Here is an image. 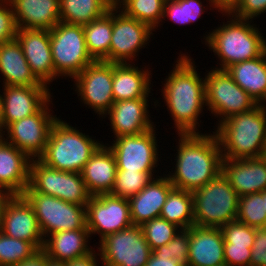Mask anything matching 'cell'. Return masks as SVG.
Masks as SVG:
<instances>
[{
	"mask_svg": "<svg viewBox=\"0 0 266 266\" xmlns=\"http://www.w3.org/2000/svg\"><path fill=\"white\" fill-rule=\"evenodd\" d=\"M174 173L166 175L174 188L195 191L221 173L222 153L216 134H179Z\"/></svg>",
	"mask_w": 266,
	"mask_h": 266,
	"instance_id": "obj_1",
	"label": "cell"
},
{
	"mask_svg": "<svg viewBox=\"0 0 266 266\" xmlns=\"http://www.w3.org/2000/svg\"><path fill=\"white\" fill-rule=\"evenodd\" d=\"M177 59L161 92L174 120L177 134L199 133L196 128L199 127L198 117L206 106L205 79L200 78L189 56L181 54Z\"/></svg>",
	"mask_w": 266,
	"mask_h": 266,
	"instance_id": "obj_2",
	"label": "cell"
},
{
	"mask_svg": "<svg viewBox=\"0 0 266 266\" xmlns=\"http://www.w3.org/2000/svg\"><path fill=\"white\" fill-rule=\"evenodd\" d=\"M217 125L214 133L222 158L246 159L266 155V111L259 104Z\"/></svg>",
	"mask_w": 266,
	"mask_h": 266,
	"instance_id": "obj_3",
	"label": "cell"
},
{
	"mask_svg": "<svg viewBox=\"0 0 266 266\" xmlns=\"http://www.w3.org/2000/svg\"><path fill=\"white\" fill-rule=\"evenodd\" d=\"M221 13L232 18L204 37L205 45L218 55L217 69L226 70L235 63L257 58L266 50V39L251 20L233 18L226 10Z\"/></svg>",
	"mask_w": 266,
	"mask_h": 266,
	"instance_id": "obj_4",
	"label": "cell"
},
{
	"mask_svg": "<svg viewBox=\"0 0 266 266\" xmlns=\"http://www.w3.org/2000/svg\"><path fill=\"white\" fill-rule=\"evenodd\" d=\"M76 129L57 118L51 127L46 149L39 160L53 169L81 173L84 165L102 143Z\"/></svg>",
	"mask_w": 266,
	"mask_h": 266,
	"instance_id": "obj_5",
	"label": "cell"
},
{
	"mask_svg": "<svg viewBox=\"0 0 266 266\" xmlns=\"http://www.w3.org/2000/svg\"><path fill=\"white\" fill-rule=\"evenodd\" d=\"M192 196L195 226L220 228L237 220L239 196L222 173Z\"/></svg>",
	"mask_w": 266,
	"mask_h": 266,
	"instance_id": "obj_6",
	"label": "cell"
},
{
	"mask_svg": "<svg viewBox=\"0 0 266 266\" xmlns=\"http://www.w3.org/2000/svg\"><path fill=\"white\" fill-rule=\"evenodd\" d=\"M51 53L55 73L74 78L95 60L88 53L83 26L64 22L50 30Z\"/></svg>",
	"mask_w": 266,
	"mask_h": 266,
	"instance_id": "obj_7",
	"label": "cell"
},
{
	"mask_svg": "<svg viewBox=\"0 0 266 266\" xmlns=\"http://www.w3.org/2000/svg\"><path fill=\"white\" fill-rule=\"evenodd\" d=\"M24 192L54 196L82 206H86L91 197L81 173L53 169L39 159L30 162L29 185Z\"/></svg>",
	"mask_w": 266,
	"mask_h": 266,
	"instance_id": "obj_8",
	"label": "cell"
},
{
	"mask_svg": "<svg viewBox=\"0 0 266 266\" xmlns=\"http://www.w3.org/2000/svg\"><path fill=\"white\" fill-rule=\"evenodd\" d=\"M32 206L43 238L59 231L83 229L87 226L86 206L63 201L37 192H23Z\"/></svg>",
	"mask_w": 266,
	"mask_h": 266,
	"instance_id": "obj_9",
	"label": "cell"
},
{
	"mask_svg": "<svg viewBox=\"0 0 266 266\" xmlns=\"http://www.w3.org/2000/svg\"><path fill=\"white\" fill-rule=\"evenodd\" d=\"M205 103L215 117H222L219 123L235 114L250 111L258 105L233 81L226 70L217 67L205 75Z\"/></svg>",
	"mask_w": 266,
	"mask_h": 266,
	"instance_id": "obj_10",
	"label": "cell"
},
{
	"mask_svg": "<svg viewBox=\"0 0 266 266\" xmlns=\"http://www.w3.org/2000/svg\"><path fill=\"white\" fill-rule=\"evenodd\" d=\"M99 242V256L104 266H145L152 254L141 226L133 224Z\"/></svg>",
	"mask_w": 266,
	"mask_h": 266,
	"instance_id": "obj_11",
	"label": "cell"
},
{
	"mask_svg": "<svg viewBox=\"0 0 266 266\" xmlns=\"http://www.w3.org/2000/svg\"><path fill=\"white\" fill-rule=\"evenodd\" d=\"M48 101L37 113L25 117L19 121L12 122L4 130L7 131V139L18 150L25 153L31 160L39 159L45 149L50 135L51 127L57 120L56 115H52ZM49 111V112H48Z\"/></svg>",
	"mask_w": 266,
	"mask_h": 266,
	"instance_id": "obj_12",
	"label": "cell"
},
{
	"mask_svg": "<svg viewBox=\"0 0 266 266\" xmlns=\"http://www.w3.org/2000/svg\"><path fill=\"white\" fill-rule=\"evenodd\" d=\"M154 128L137 135L115 138L108 147L114 153L117 171L154 173L158 162V145Z\"/></svg>",
	"mask_w": 266,
	"mask_h": 266,
	"instance_id": "obj_13",
	"label": "cell"
},
{
	"mask_svg": "<svg viewBox=\"0 0 266 266\" xmlns=\"http://www.w3.org/2000/svg\"><path fill=\"white\" fill-rule=\"evenodd\" d=\"M87 228L99 234L100 241L106 236L132 225L128 198L100 194L91 196L86 205Z\"/></svg>",
	"mask_w": 266,
	"mask_h": 266,
	"instance_id": "obj_14",
	"label": "cell"
},
{
	"mask_svg": "<svg viewBox=\"0 0 266 266\" xmlns=\"http://www.w3.org/2000/svg\"><path fill=\"white\" fill-rule=\"evenodd\" d=\"M73 79L76 90L84 104L91 107L100 117L114 103L112 92L113 63L103 60L87 65Z\"/></svg>",
	"mask_w": 266,
	"mask_h": 266,
	"instance_id": "obj_15",
	"label": "cell"
},
{
	"mask_svg": "<svg viewBox=\"0 0 266 266\" xmlns=\"http://www.w3.org/2000/svg\"><path fill=\"white\" fill-rule=\"evenodd\" d=\"M152 31L155 30L148 24L126 16L114 5L110 58L106 62L127 63L131 60L132 63L140 49L147 45Z\"/></svg>",
	"mask_w": 266,
	"mask_h": 266,
	"instance_id": "obj_16",
	"label": "cell"
},
{
	"mask_svg": "<svg viewBox=\"0 0 266 266\" xmlns=\"http://www.w3.org/2000/svg\"><path fill=\"white\" fill-rule=\"evenodd\" d=\"M0 231L43 249L44 238L32 206L22 195L7 196L0 211Z\"/></svg>",
	"mask_w": 266,
	"mask_h": 266,
	"instance_id": "obj_17",
	"label": "cell"
},
{
	"mask_svg": "<svg viewBox=\"0 0 266 266\" xmlns=\"http://www.w3.org/2000/svg\"><path fill=\"white\" fill-rule=\"evenodd\" d=\"M49 86H3L0 94V135L12 122L37 113L51 99Z\"/></svg>",
	"mask_w": 266,
	"mask_h": 266,
	"instance_id": "obj_18",
	"label": "cell"
},
{
	"mask_svg": "<svg viewBox=\"0 0 266 266\" xmlns=\"http://www.w3.org/2000/svg\"><path fill=\"white\" fill-rule=\"evenodd\" d=\"M32 73L43 84L58 78L51 53L50 31L43 29H18L15 37Z\"/></svg>",
	"mask_w": 266,
	"mask_h": 266,
	"instance_id": "obj_19",
	"label": "cell"
},
{
	"mask_svg": "<svg viewBox=\"0 0 266 266\" xmlns=\"http://www.w3.org/2000/svg\"><path fill=\"white\" fill-rule=\"evenodd\" d=\"M221 173L239 197L264 191L266 190V155L246 159L222 158Z\"/></svg>",
	"mask_w": 266,
	"mask_h": 266,
	"instance_id": "obj_20",
	"label": "cell"
},
{
	"mask_svg": "<svg viewBox=\"0 0 266 266\" xmlns=\"http://www.w3.org/2000/svg\"><path fill=\"white\" fill-rule=\"evenodd\" d=\"M147 102V97H144L121 100L112 104L105 114L110 117V125L115 138L141 134L155 127L149 118Z\"/></svg>",
	"mask_w": 266,
	"mask_h": 266,
	"instance_id": "obj_21",
	"label": "cell"
},
{
	"mask_svg": "<svg viewBox=\"0 0 266 266\" xmlns=\"http://www.w3.org/2000/svg\"><path fill=\"white\" fill-rule=\"evenodd\" d=\"M31 159L0 135V191L22 195L29 185Z\"/></svg>",
	"mask_w": 266,
	"mask_h": 266,
	"instance_id": "obj_22",
	"label": "cell"
},
{
	"mask_svg": "<svg viewBox=\"0 0 266 266\" xmlns=\"http://www.w3.org/2000/svg\"><path fill=\"white\" fill-rule=\"evenodd\" d=\"M225 263L224 239L219 227L189 228L187 266H218Z\"/></svg>",
	"mask_w": 266,
	"mask_h": 266,
	"instance_id": "obj_23",
	"label": "cell"
},
{
	"mask_svg": "<svg viewBox=\"0 0 266 266\" xmlns=\"http://www.w3.org/2000/svg\"><path fill=\"white\" fill-rule=\"evenodd\" d=\"M153 178L137 195L128 198L133 225L143 223L160 216L169 192L174 188L167 176Z\"/></svg>",
	"mask_w": 266,
	"mask_h": 266,
	"instance_id": "obj_24",
	"label": "cell"
},
{
	"mask_svg": "<svg viewBox=\"0 0 266 266\" xmlns=\"http://www.w3.org/2000/svg\"><path fill=\"white\" fill-rule=\"evenodd\" d=\"M117 172L112 150L103 143L84 165L81 176L91 196L111 193Z\"/></svg>",
	"mask_w": 266,
	"mask_h": 266,
	"instance_id": "obj_25",
	"label": "cell"
},
{
	"mask_svg": "<svg viewBox=\"0 0 266 266\" xmlns=\"http://www.w3.org/2000/svg\"><path fill=\"white\" fill-rule=\"evenodd\" d=\"M18 29L51 30L60 22L59 0H8Z\"/></svg>",
	"mask_w": 266,
	"mask_h": 266,
	"instance_id": "obj_26",
	"label": "cell"
},
{
	"mask_svg": "<svg viewBox=\"0 0 266 266\" xmlns=\"http://www.w3.org/2000/svg\"><path fill=\"white\" fill-rule=\"evenodd\" d=\"M151 71L128 63H113L112 92L114 102L149 97ZM150 87V88H149Z\"/></svg>",
	"mask_w": 266,
	"mask_h": 266,
	"instance_id": "obj_27",
	"label": "cell"
},
{
	"mask_svg": "<svg viewBox=\"0 0 266 266\" xmlns=\"http://www.w3.org/2000/svg\"><path fill=\"white\" fill-rule=\"evenodd\" d=\"M3 86H47L32 73L17 39L0 44Z\"/></svg>",
	"mask_w": 266,
	"mask_h": 266,
	"instance_id": "obj_28",
	"label": "cell"
},
{
	"mask_svg": "<svg viewBox=\"0 0 266 266\" xmlns=\"http://www.w3.org/2000/svg\"><path fill=\"white\" fill-rule=\"evenodd\" d=\"M89 237L87 226L83 229L59 231L46 236L43 250L48 258L54 260L68 262L79 259L94 251L90 248L91 245L88 246Z\"/></svg>",
	"mask_w": 266,
	"mask_h": 266,
	"instance_id": "obj_29",
	"label": "cell"
},
{
	"mask_svg": "<svg viewBox=\"0 0 266 266\" xmlns=\"http://www.w3.org/2000/svg\"><path fill=\"white\" fill-rule=\"evenodd\" d=\"M226 71L257 104L262 103L266 96V50L257 58L231 65Z\"/></svg>",
	"mask_w": 266,
	"mask_h": 266,
	"instance_id": "obj_30",
	"label": "cell"
},
{
	"mask_svg": "<svg viewBox=\"0 0 266 266\" xmlns=\"http://www.w3.org/2000/svg\"><path fill=\"white\" fill-rule=\"evenodd\" d=\"M114 3L113 0H59L60 21L84 26L102 17Z\"/></svg>",
	"mask_w": 266,
	"mask_h": 266,
	"instance_id": "obj_31",
	"label": "cell"
},
{
	"mask_svg": "<svg viewBox=\"0 0 266 266\" xmlns=\"http://www.w3.org/2000/svg\"><path fill=\"white\" fill-rule=\"evenodd\" d=\"M88 53L96 61L110 58L112 8L102 17L83 26Z\"/></svg>",
	"mask_w": 266,
	"mask_h": 266,
	"instance_id": "obj_32",
	"label": "cell"
},
{
	"mask_svg": "<svg viewBox=\"0 0 266 266\" xmlns=\"http://www.w3.org/2000/svg\"><path fill=\"white\" fill-rule=\"evenodd\" d=\"M159 217L176 224L180 229H188L194 225L192 192L173 188L167 196Z\"/></svg>",
	"mask_w": 266,
	"mask_h": 266,
	"instance_id": "obj_33",
	"label": "cell"
},
{
	"mask_svg": "<svg viewBox=\"0 0 266 266\" xmlns=\"http://www.w3.org/2000/svg\"><path fill=\"white\" fill-rule=\"evenodd\" d=\"M165 2L166 0H117L114 5L121 8L126 16L146 23L155 30L163 20Z\"/></svg>",
	"mask_w": 266,
	"mask_h": 266,
	"instance_id": "obj_34",
	"label": "cell"
},
{
	"mask_svg": "<svg viewBox=\"0 0 266 266\" xmlns=\"http://www.w3.org/2000/svg\"><path fill=\"white\" fill-rule=\"evenodd\" d=\"M237 220L254 227H266V190L239 197Z\"/></svg>",
	"mask_w": 266,
	"mask_h": 266,
	"instance_id": "obj_35",
	"label": "cell"
},
{
	"mask_svg": "<svg viewBox=\"0 0 266 266\" xmlns=\"http://www.w3.org/2000/svg\"><path fill=\"white\" fill-rule=\"evenodd\" d=\"M37 251L31 242L9 237L0 231V266H15Z\"/></svg>",
	"mask_w": 266,
	"mask_h": 266,
	"instance_id": "obj_36",
	"label": "cell"
},
{
	"mask_svg": "<svg viewBox=\"0 0 266 266\" xmlns=\"http://www.w3.org/2000/svg\"><path fill=\"white\" fill-rule=\"evenodd\" d=\"M153 173L117 171L111 195L130 198L137 195L152 179Z\"/></svg>",
	"mask_w": 266,
	"mask_h": 266,
	"instance_id": "obj_37",
	"label": "cell"
},
{
	"mask_svg": "<svg viewBox=\"0 0 266 266\" xmlns=\"http://www.w3.org/2000/svg\"><path fill=\"white\" fill-rule=\"evenodd\" d=\"M203 12L200 0H166L163 20L169 17L174 23L185 25L194 23Z\"/></svg>",
	"mask_w": 266,
	"mask_h": 266,
	"instance_id": "obj_38",
	"label": "cell"
},
{
	"mask_svg": "<svg viewBox=\"0 0 266 266\" xmlns=\"http://www.w3.org/2000/svg\"><path fill=\"white\" fill-rule=\"evenodd\" d=\"M145 240L152 250L170 242L181 231L176 224L161 217L153 218L141 225Z\"/></svg>",
	"mask_w": 266,
	"mask_h": 266,
	"instance_id": "obj_39",
	"label": "cell"
},
{
	"mask_svg": "<svg viewBox=\"0 0 266 266\" xmlns=\"http://www.w3.org/2000/svg\"><path fill=\"white\" fill-rule=\"evenodd\" d=\"M224 244L231 247L251 248L255 237V228L238 220L231 221L220 227Z\"/></svg>",
	"mask_w": 266,
	"mask_h": 266,
	"instance_id": "obj_40",
	"label": "cell"
},
{
	"mask_svg": "<svg viewBox=\"0 0 266 266\" xmlns=\"http://www.w3.org/2000/svg\"><path fill=\"white\" fill-rule=\"evenodd\" d=\"M152 252H162L170 258H175L181 264L187 266L189 254V228L179 231L166 245L158 247Z\"/></svg>",
	"mask_w": 266,
	"mask_h": 266,
	"instance_id": "obj_41",
	"label": "cell"
},
{
	"mask_svg": "<svg viewBox=\"0 0 266 266\" xmlns=\"http://www.w3.org/2000/svg\"><path fill=\"white\" fill-rule=\"evenodd\" d=\"M226 11L233 17L253 20L266 12V0H235Z\"/></svg>",
	"mask_w": 266,
	"mask_h": 266,
	"instance_id": "obj_42",
	"label": "cell"
},
{
	"mask_svg": "<svg viewBox=\"0 0 266 266\" xmlns=\"http://www.w3.org/2000/svg\"><path fill=\"white\" fill-rule=\"evenodd\" d=\"M17 30L11 4L8 0H0V44L15 39Z\"/></svg>",
	"mask_w": 266,
	"mask_h": 266,
	"instance_id": "obj_43",
	"label": "cell"
},
{
	"mask_svg": "<svg viewBox=\"0 0 266 266\" xmlns=\"http://www.w3.org/2000/svg\"><path fill=\"white\" fill-rule=\"evenodd\" d=\"M264 261H266V227L255 228L250 266H263Z\"/></svg>",
	"mask_w": 266,
	"mask_h": 266,
	"instance_id": "obj_44",
	"label": "cell"
},
{
	"mask_svg": "<svg viewBox=\"0 0 266 266\" xmlns=\"http://www.w3.org/2000/svg\"><path fill=\"white\" fill-rule=\"evenodd\" d=\"M225 263L231 266H250L251 248L231 247L224 244Z\"/></svg>",
	"mask_w": 266,
	"mask_h": 266,
	"instance_id": "obj_45",
	"label": "cell"
},
{
	"mask_svg": "<svg viewBox=\"0 0 266 266\" xmlns=\"http://www.w3.org/2000/svg\"><path fill=\"white\" fill-rule=\"evenodd\" d=\"M145 266H185L162 252H152Z\"/></svg>",
	"mask_w": 266,
	"mask_h": 266,
	"instance_id": "obj_46",
	"label": "cell"
},
{
	"mask_svg": "<svg viewBox=\"0 0 266 266\" xmlns=\"http://www.w3.org/2000/svg\"><path fill=\"white\" fill-rule=\"evenodd\" d=\"M15 266H47V254L43 249H40Z\"/></svg>",
	"mask_w": 266,
	"mask_h": 266,
	"instance_id": "obj_47",
	"label": "cell"
},
{
	"mask_svg": "<svg viewBox=\"0 0 266 266\" xmlns=\"http://www.w3.org/2000/svg\"><path fill=\"white\" fill-rule=\"evenodd\" d=\"M94 252L95 250L85 257L68 261L67 266H98L97 256L99 253L96 255Z\"/></svg>",
	"mask_w": 266,
	"mask_h": 266,
	"instance_id": "obj_48",
	"label": "cell"
},
{
	"mask_svg": "<svg viewBox=\"0 0 266 266\" xmlns=\"http://www.w3.org/2000/svg\"><path fill=\"white\" fill-rule=\"evenodd\" d=\"M211 7L214 6L218 12L227 10L235 0H208Z\"/></svg>",
	"mask_w": 266,
	"mask_h": 266,
	"instance_id": "obj_49",
	"label": "cell"
},
{
	"mask_svg": "<svg viewBox=\"0 0 266 266\" xmlns=\"http://www.w3.org/2000/svg\"><path fill=\"white\" fill-rule=\"evenodd\" d=\"M47 266H67V262L54 260L47 256Z\"/></svg>",
	"mask_w": 266,
	"mask_h": 266,
	"instance_id": "obj_50",
	"label": "cell"
},
{
	"mask_svg": "<svg viewBox=\"0 0 266 266\" xmlns=\"http://www.w3.org/2000/svg\"><path fill=\"white\" fill-rule=\"evenodd\" d=\"M8 195L5 194L3 191H0V211H1V207H2V204L4 202V200L6 199Z\"/></svg>",
	"mask_w": 266,
	"mask_h": 266,
	"instance_id": "obj_51",
	"label": "cell"
},
{
	"mask_svg": "<svg viewBox=\"0 0 266 266\" xmlns=\"http://www.w3.org/2000/svg\"><path fill=\"white\" fill-rule=\"evenodd\" d=\"M266 101V96L264 97V99L262 100V102L264 103H260L259 105L263 108V110H265L266 111V105H265V102Z\"/></svg>",
	"mask_w": 266,
	"mask_h": 266,
	"instance_id": "obj_52",
	"label": "cell"
},
{
	"mask_svg": "<svg viewBox=\"0 0 266 266\" xmlns=\"http://www.w3.org/2000/svg\"><path fill=\"white\" fill-rule=\"evenodd\" d=\"M218 266H231V265H228L227 263H223V264L218 265Z\"/></svg>",
	"mask_w": 266,
	"mask_h": 266,
	"instance_id": "obj_53",
	"label": "cell"
}]
</instances>
